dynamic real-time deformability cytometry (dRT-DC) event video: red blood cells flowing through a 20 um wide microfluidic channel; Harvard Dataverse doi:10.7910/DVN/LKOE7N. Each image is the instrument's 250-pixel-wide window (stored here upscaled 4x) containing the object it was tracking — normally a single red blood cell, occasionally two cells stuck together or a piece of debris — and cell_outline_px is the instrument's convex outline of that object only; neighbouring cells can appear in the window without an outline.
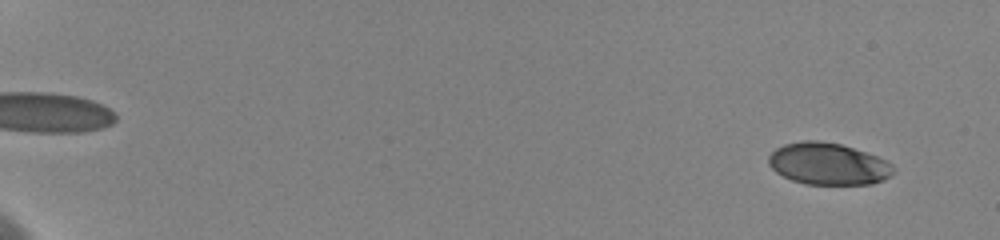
{"species": "human", "species_latin": "Homo sapiens", "temperature_condition": "cold", "stored_images_in_passage": 100, "camera_frame_rate_fps": 3000, "um_per_image_px": 0.085, "donor": {"sex": "female"}, "frame": {"image": 1, "passage_image": 1, "time_ms": 0.0, "image_size_px": [1000, 240], "cell_outline_px": [[896, 168], [884, 180], [872, 184], [808, 184], [792, 180], [776, 172], [768, 164], [768, 156], [776, 148], [784, 144], [800, 140], [820, 140], [840, 144], [876, 156], [892, 164]], "centroid_in_image_um": [70.37, 13.92], "position_along_channel_um": 14.6, "area_um2": 30.35}}
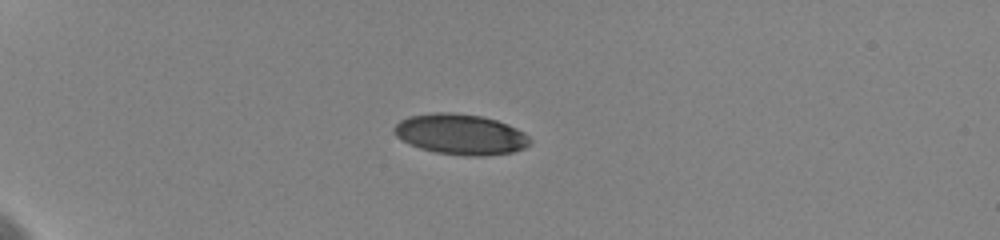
{"frame": {"image": 2, "passage_image": 18, "time_ms": 4.667, "image_size_px": [1000, 240], "cell_outline_px": [[532, 140], [524, 148], [512, 152], [484, 156], [464, 156], [436, 152], [420, 148], [408, 144], [396, 136], [392, 132], [392, 128], [400, 120], [408, 116], [432, 112], [452, 112], [480, 116], [496, 120], [516, 128], [524, 132]], "centroid_in_image_um": [39.11, 11.41], "position_along_channel_um": 45.9, "area_um2": 32.25}}
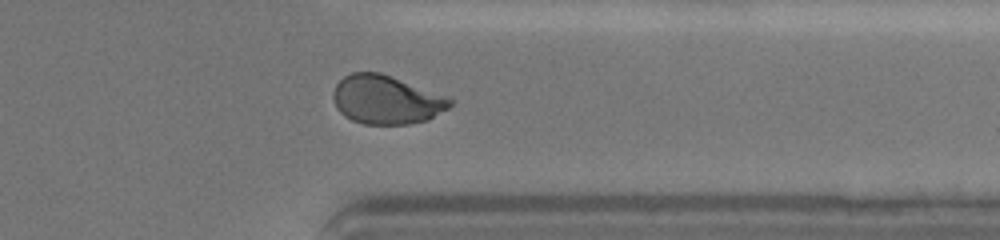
{"frame": {"image": 3, "passage_image": 87, "time_ms": 15.333, "image_size_px": [1000, 240], "cell_outline_px": [[452, 104], [448, 108], [428, 120], [408, 124], [364, 124], [352, 120], [344, 116], [336, 108], [332, 96], [332, 92], [336, 84], [344, 76], [352, 72], [380, 72], [444, 96], [452, 100]], "centroid_in_image_um": [32.77, 8.48], "position_along_channel_um": 378.6, "area_um2": 32.89}, "authors_computed_cell_mechanics": {"area_um2": 33.0038, "velocity_mm_per_s": 3.5966, "shape_relaxation_time_tau1_ms": 4.4125, "shape_relaxation_time_tau2_ms": 1.1506, "deformation_change_tau1": 0.1568, "deformation_change_tau2": 0.0523}}